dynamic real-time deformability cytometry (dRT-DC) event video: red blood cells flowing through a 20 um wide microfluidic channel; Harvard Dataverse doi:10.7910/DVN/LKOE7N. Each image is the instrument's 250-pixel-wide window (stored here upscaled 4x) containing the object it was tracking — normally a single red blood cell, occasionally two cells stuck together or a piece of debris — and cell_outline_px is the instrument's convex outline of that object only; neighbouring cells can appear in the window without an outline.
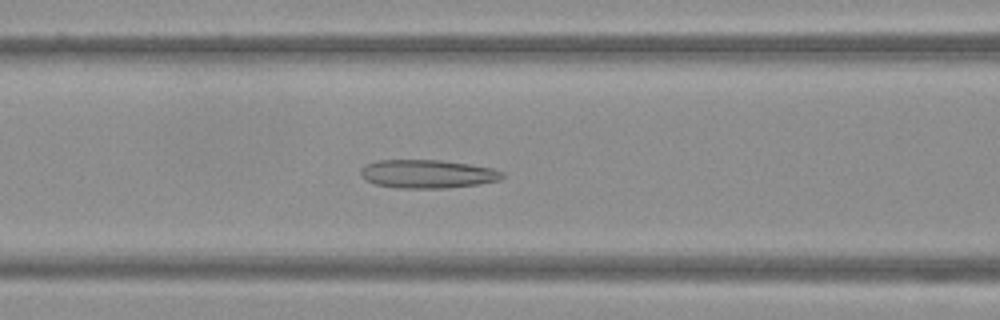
{"species": "Egyptian fruit bat (a non-hibernating species)", "species_latin": "Rousettus aegyptiacus", "temperature_condition": "warm", "stored_images_in_passage": 47, "camera_frame_rate_fps": 3000, "um_per_image_px": 0.085, "frame": {"image": 1, "passage_image": 18, "time_ms": 5.667, "image_size_px": [1000, 320], "cell_outline_px": [[504, 176], [500, 180], [480, 184], [448, 188], [396, 188], [376, 184], [364, 180], [360, 176], [360, 168], [364, 164], [376, 160], [440, 160], [468, 164], [492, 168], [504, 172]], "centroid_in_image_um": [36.3, 14.78], "position_along_channel_um": 130.3, "area_um2": 23.76}}
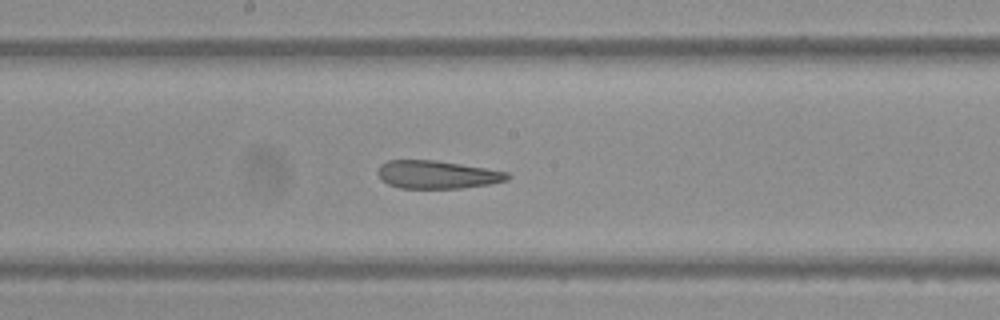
{"frame": {"image": 2, "passage_image": 24, "time_ms": 7.667, "image_size_px": [1000, 320], "cell_outline_px": [[512, 176], [508, 180], [488, 184], [460, 188], [400, 188], [388, 184], [380, 180], [376, 172], [380, 164], [388, 160], [436, 160], [508, 172]], "centroid_in_image_um": [37.11, 14.84], "position_along_channel_um": 211.1, "area_um2": 21.21}}
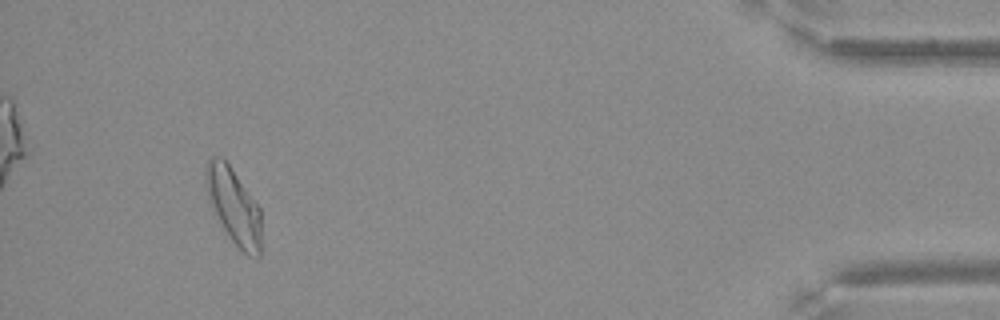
{"frame": {"image": 3, "passage_image": 44, "time_ms": 14.333, "image_size_px": [1000, 320], "cell_outline_px": [[260, 256], [248, 256], [232, 240], [212, 212], [208, 204], [204, 184], [204, 176], [208, 160], [212, 156], [224, 156], [260, 208]], "centroid_in_image_um": [19.8, 17.44], "position_along_channel_um": 415.4, "area_um2": 24.85}}